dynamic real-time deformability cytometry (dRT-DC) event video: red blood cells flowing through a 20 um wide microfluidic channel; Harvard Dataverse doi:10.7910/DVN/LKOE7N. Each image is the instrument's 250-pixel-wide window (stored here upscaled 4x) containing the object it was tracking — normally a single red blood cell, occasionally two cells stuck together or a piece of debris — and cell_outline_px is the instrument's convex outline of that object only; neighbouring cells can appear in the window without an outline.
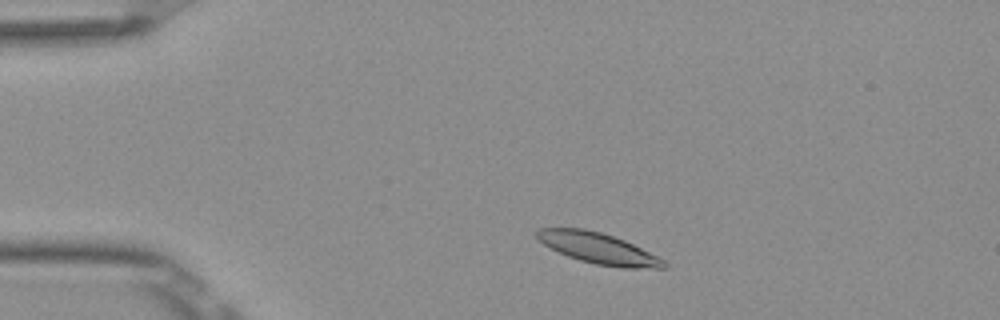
{"species": "Egyptian fruit bat (a non-hibernating species)", "species_latin": "Rousettus aegyptiacus", "temperature_condition": "room temperature", "stored_images_in_passage": 47, "camera_frame_rate_fps": 3000, "um_per_image_px": 0.085, "frame": {"image": 1, "passage_image": 5, "time_ms": 1.333, "image_size_px": [1000, 320], "cell_outline_px": [[668, 268], [620, 268], [596, 264], [580, 260], [568, 256], [544, 244], [536, 236], [536, 232], [540, 228], [584, 228], [600, 232], [624, 240], [664, 260], [668, 264]], "centroid_in_image_um": [50.88, 21.11], "position_along_channel_um": 34.1, "area_um2": 22.48}}
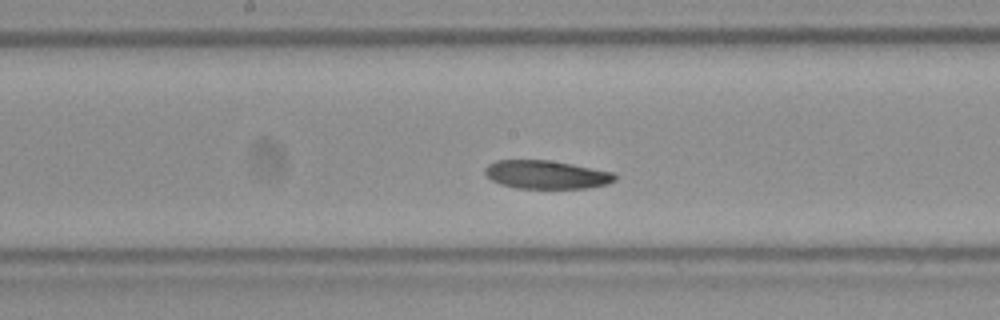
{"frame": {"image": 2, "passage_image": 22, "time_ms": 7.0, "image_size_px": [1000, 320], "cell_outline_px": [[616, 180], [608, 184], [588, 188], [516, 188], [500, 184], [492, 180], [484, 172], [484, 168], [488, 164], [496, 160], [548, 160], [572, 164], [612, 172], [616, 176]], "centroid_in_image_um": [46.43, 14.84], "position_along_channel_um": 201.8, "area_um2": 21.44}}
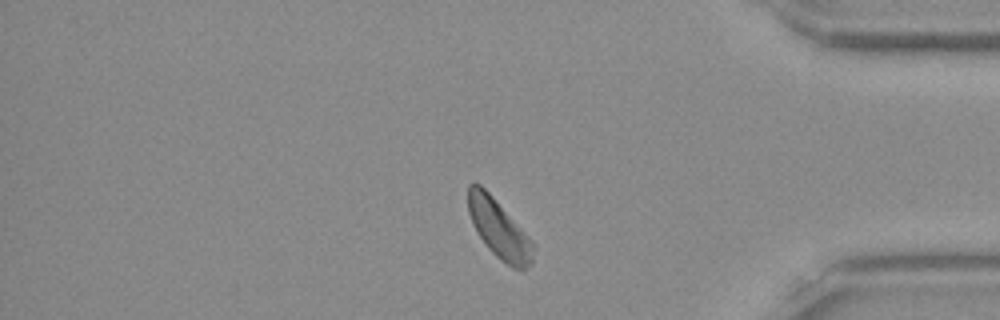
{"frame": {"image": 3, "passage_image": 39, "time_ms": 12.667, "image_size_px": [1000, 320], "cell_outline_px": [[532, 264], [524, 268], [512, 268], [500, 260], [488, 248], [480, 236], [468, 212], [468, 184], [480, 184], [492, 196], [532, 240]], "centroid_in_image_um": [42.4, 19.46], "position_along_channel_um": 392.8, "area_um2": 21.5}, "authors_computed_cell_mechanics": {"area_um2": 22.3108, "velocity_mm_per_s": 3.8183, "shape_relaxation_time_tau1_ms": 3.9483, "shape_relaxation_time_tau2_ms": null, "deformation_change_tau1": 0.1254, "deformation_change_tau2": null}}